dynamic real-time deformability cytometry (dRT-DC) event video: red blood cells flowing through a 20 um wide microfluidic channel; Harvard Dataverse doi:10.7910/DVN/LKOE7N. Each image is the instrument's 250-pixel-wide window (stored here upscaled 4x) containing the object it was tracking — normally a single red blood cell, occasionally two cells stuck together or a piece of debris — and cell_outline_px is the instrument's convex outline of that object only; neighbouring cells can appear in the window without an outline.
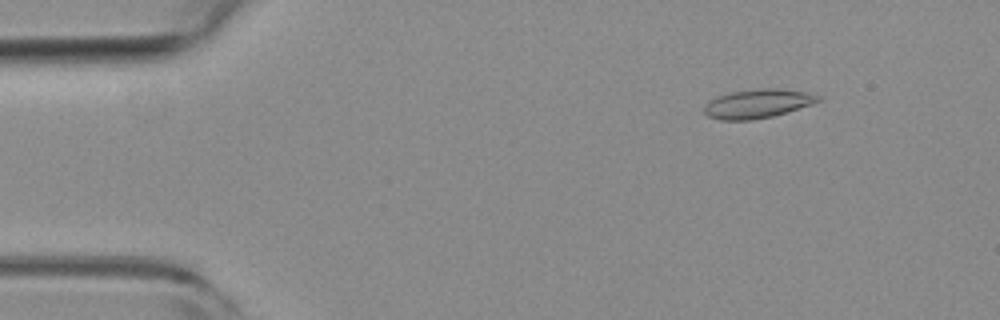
{"species": "common noctule bat (a hibernating species)", "species_latin": "Nyctalus noctula", "temperature_condition": "room temperature", "stored_images_in_passage": 55, "camera_frame_rate_fps": 3000, "um_per_image_px": 0.085, "animal": {"sex": "female", "body_mass_g": 19.3, "forearm_length_mm": 54.1}, "frame": {"image": 1, "passage_image": 7, "time_ms": 2.0, "image_size_px": [1000, 320], "cell_outline_px": [[824, 100], [788, 112], [772, 116], [752, 120], [720, 120], [708, 116], [704, 112], [704, 104], [708, 100], [716, 96], [728, 92], [756, 88], [776, 88], [804, 92], [824, 96]], "centroid_in_image_um": [64.4, 8.8], "position_along_channel_um": 20.6, "area_um2": 19.59}}
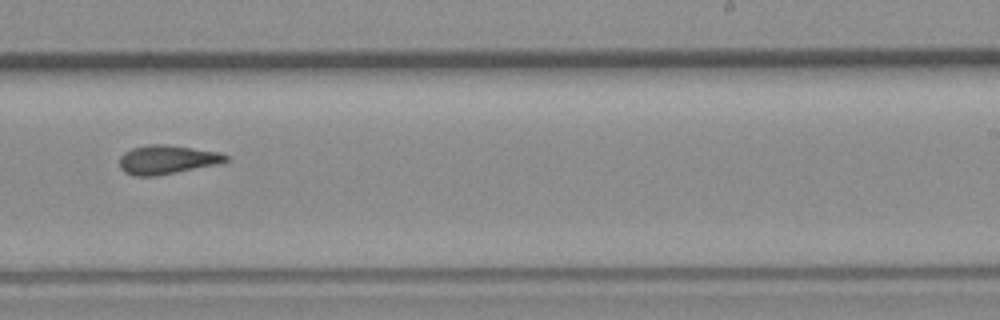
{"frame": {"image": 2, "passage_image": 34, "time_ms": 11.0, "image_size_px": [1000, 320], "cell_outline_px": [[228, 160], [220, 164], [156, 176], [132, 176], [124, 172], [120, 168], [120, 156], [124, 152], [132, 148], [148, 144], [164, 144], [220, 152], [228, 156]], "centroid_in_image_um": [14.19, 13.57], "position_along_channel_um": 274.8, "area_um2": 18.03}}
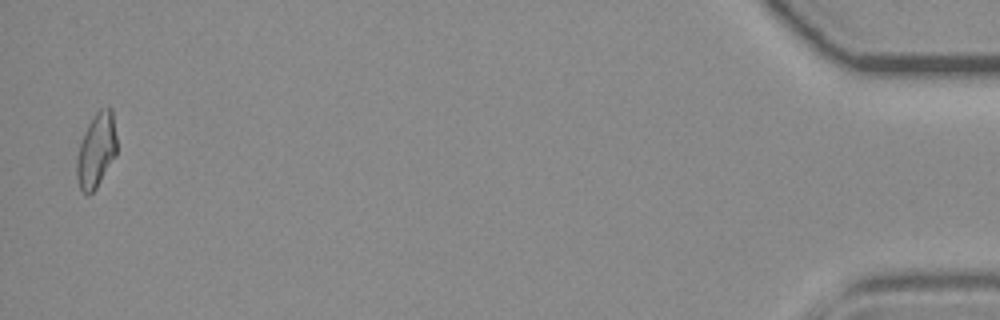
{"frame": {"image": 3, "passage_image": 54, "time_ms": 17.667, "image_size_px": [1000, 320], "cell_outline_px": [[116, 156], [96, 188], [88, 196], [80, 188], [76, 176], [76, 156], [80, 144], [88, 124], [96, 112], [100, 108], [112, 108], [116, 136]], "centroid_in_image_um": [8.18, 12.79], "position_along_channel_um": 427.0, "area_um2": 17.34}, "authors_computed_cell_mechanics": {"area_um2": 17.8602, "velocity_mm_per_s": 3.7524, "shape_relaxation_time_tau1_ms": null, "shape_relaxation_time_tau2_ms": 3.8342, "deformation_change_tau1": null, "deformation_change_tau2": 0.1228}}